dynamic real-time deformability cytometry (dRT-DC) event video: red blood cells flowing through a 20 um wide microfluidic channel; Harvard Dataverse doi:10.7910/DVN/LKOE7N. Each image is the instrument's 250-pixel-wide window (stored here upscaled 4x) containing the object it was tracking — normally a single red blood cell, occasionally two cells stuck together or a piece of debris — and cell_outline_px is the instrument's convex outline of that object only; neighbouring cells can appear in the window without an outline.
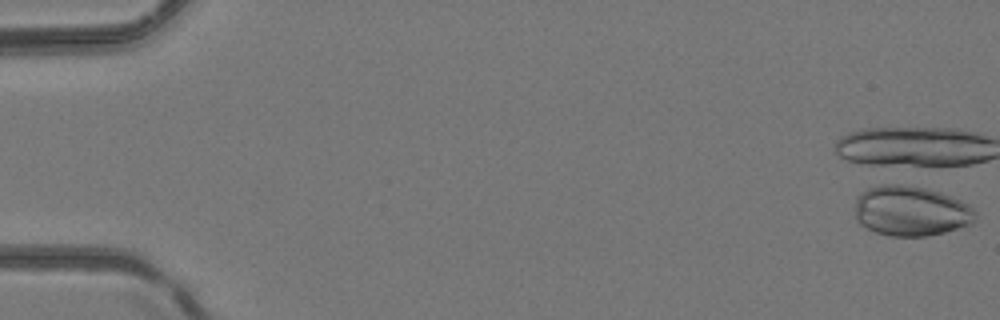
{"species": "common noctule bat (a hibernating species)", "species_latin": "Nyctalus noctula", "temperature_condition": "room temperature", "stored_images_in_passage": 17, "camera_frame_rate_fps": 3000, "um_per_image_px": 0.085, "animal": {"sex": "female", "body_mass_g": 24.6, "forearm_length_mm": 56.2}, "frame": {"image": 1, "passage_image": 1, "time_ms": 0.0, "image_size_px": [1000, 320], "cell_outline_px": [[976, 216], [972, 224], [944, 232], [928, 236], [888, 236], [876, 232], [860, 224], [856, 220], [856, 196], [860, 192], [868, 188], [884, 184], [900, 184], [924, 188], [960, 200], [968, 204], [976, 212]], "centroid_in_image_um": [77.4, 17.94], "position_along_channel_um": 7.6, "area_um2": 35.03}}